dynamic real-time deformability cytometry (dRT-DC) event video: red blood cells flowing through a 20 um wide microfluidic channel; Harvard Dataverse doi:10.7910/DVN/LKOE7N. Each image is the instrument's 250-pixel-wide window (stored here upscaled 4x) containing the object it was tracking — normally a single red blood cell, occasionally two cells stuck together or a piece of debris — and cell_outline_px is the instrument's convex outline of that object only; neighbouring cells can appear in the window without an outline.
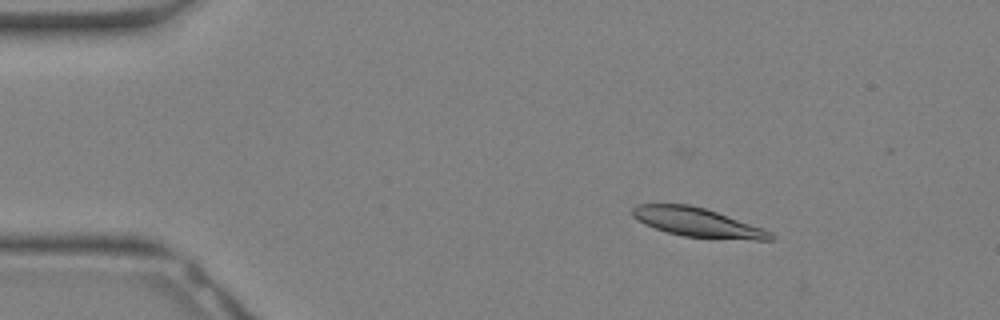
{"species": "Egyptian fruit bat (a non-hibernating species)", "species_latin": "Rousettus aegyptiacus", "temperature_condition": "warm", "stored_images_in_passage": 34, "camera_frame_rate_fps": 3000, "um_per_image_px": 0.085, "animal": {"sex": "female"}, "frame": {"image": 1, "passage_image": 6, "time_ms": 1.667, "image_size_px": [1000, 320], "cell_outline_px": [[776, 236], [772, 240], [756, 240], [684, 236], [668, 232], [644, 224], [632, 216], [632, 208], [636, 204], [688, 204], [704, 208], [716, 212], [772, 232]], "centroid_in_image_um": [59.25, 18.9], "position_along_channel_um": 25.7, "area_um2": 22.89}}
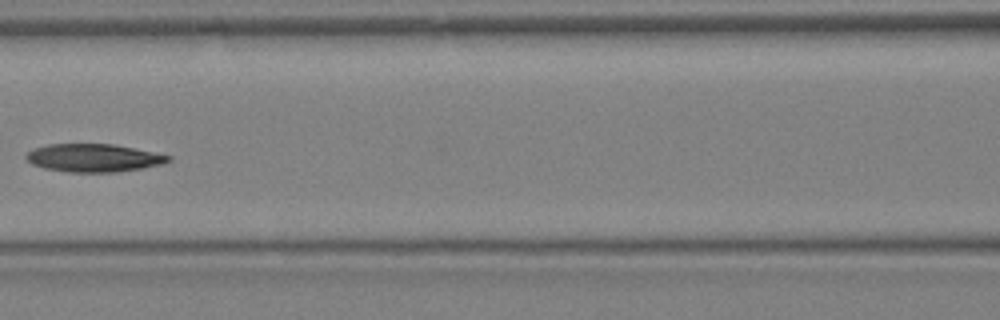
{"frame": {"image": 2, "passage_image": 16, "time_ms": 5.0, "image_size_px": [1000, 320], "cell_outline_px": [[172, 160], [164, 164], [116, 172], [68, 172], [44, 168], [32, 164], [24, 156], [28, 152], [36, 148], [48, 144], [112, 144], [172, 156]], "centroid_in_image_um": [7.96, 13.42], "position_along_channel_um": 158.6, "area_um2": 23.0}}
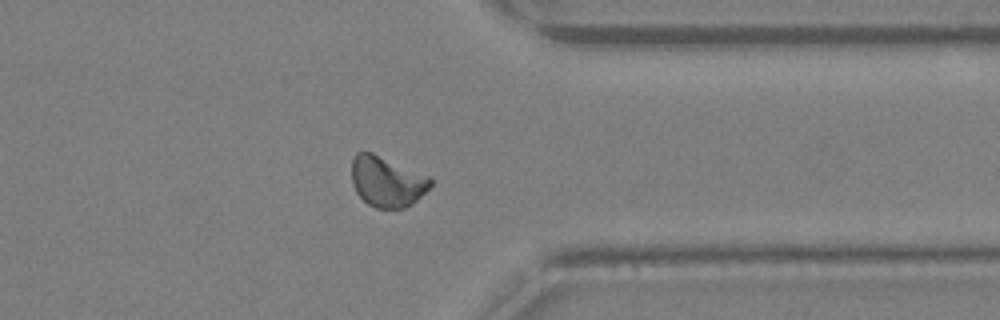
{"frame": {"image": 3, "passage_image": 27, "time_ms": 8.667, "image_size_px": [1000, 320], "cell_outline_px": [[432, 184], [412, 204], [404, 208], [376, 208], [368, 204], [356, 192], [352, 184], [352, 160], [356, 152], [372, 152], [428, 176], [432, 180]], "centroid_in_image_um": [32.86, 15.43], "position_along_channel_um": 378.5, "area_um2": 22.95}}